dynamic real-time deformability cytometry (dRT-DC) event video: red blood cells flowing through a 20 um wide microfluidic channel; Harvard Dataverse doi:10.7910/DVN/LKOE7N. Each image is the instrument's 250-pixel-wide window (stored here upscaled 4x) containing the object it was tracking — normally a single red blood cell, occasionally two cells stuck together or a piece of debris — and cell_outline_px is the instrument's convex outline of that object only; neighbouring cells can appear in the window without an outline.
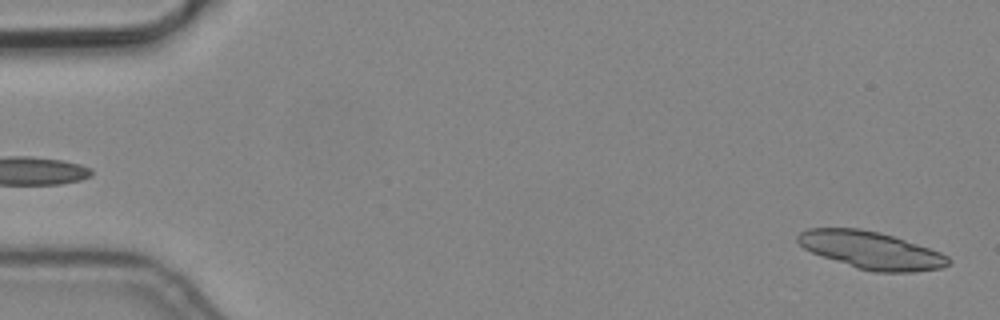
{"species": "common noctule bat (a hibernating species)", "species_latin": "Nyctalus noctula", "temperature_condition": "cold", "stored_images_in_passage": 5, "segment_of_instrument_passage": [2, 2], "camera_frame_rate_fps": 3000, "um_per_image_px": 0.085, "animal": {"sex": "male", "body_mass_g": 19.2, "forearm_length_mm": 51.8}, "frame": {"image": 1, "passage_image": 5, "time_ms": 1.333, "image_size_px": [1000, 320], "cell_outline_px": [[952, 260], [948, 264], [940, 268], [912, 272], [876, 272], [856, 268], [812, 252], [804, 248], [796, 240], [796, 236], [800, 232], [808, 228], [860, 228], [880, 232], [940, 252], [948, 256]], "centroid_in_image_um": [74.02, 21.26], "position_along_channel_um": 11.0, "area_um2": 32.54}}